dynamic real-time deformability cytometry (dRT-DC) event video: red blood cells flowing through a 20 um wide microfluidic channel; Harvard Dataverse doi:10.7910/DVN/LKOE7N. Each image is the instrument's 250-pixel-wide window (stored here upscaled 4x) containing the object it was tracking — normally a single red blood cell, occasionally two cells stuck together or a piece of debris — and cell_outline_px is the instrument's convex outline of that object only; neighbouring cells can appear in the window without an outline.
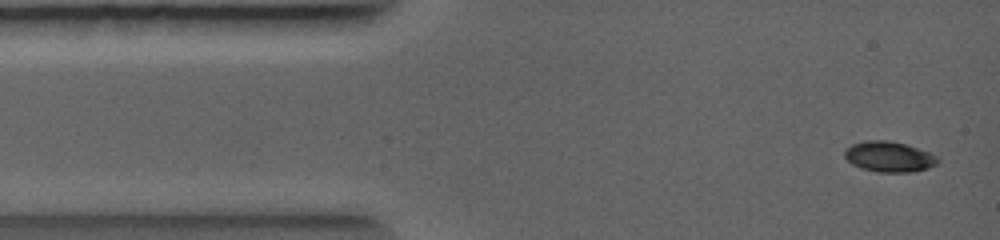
{"species": "common noctule bat (a hibernating species)", "species_latin": "Nyctalus noctula", "temperature_condition": "warm", "stored_images_in_passage": 4, "camera_frame_rate_fps": 5000, "um_per_image_px": 0.085, "animal": {"sex": "female", "body_mass_g": 19.0, "forearm_length_mm": 56.7}, "frame": {"image": 1, "passage_image": 1, "time_ms": 0.0, "image_size_px": [1000, 240], "cell_outline_px": [[936, 160], [932, 164], [924, 168], [904, 172], [884, 172], [864, 168], [848, 160], [844, 156], [844, 152], [852, 144], [868, 140], [888, 140], [904, 144], [928, 152]], "centroid_in_image_um": [75.48, 13.29], "position_along_channel_um": 9.5, "area_um2": 15.49}}
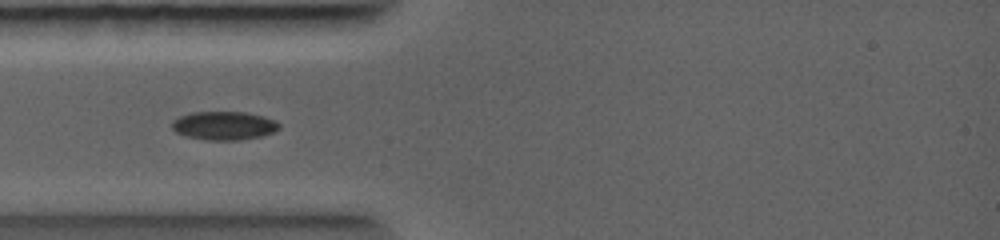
{"frame": {"image": 2, "passage_image": 3, "time_ms": 2.0, "image_size_px": [1000, 240], "cell_outline_px": [[280, 128], [272, 132], [260, 136], [236, 140], [212, 140], [188, 136], [176, 132], [172, 128], [172, 124], [180, 116], [192, 112], [248, 112], [272, 120], [280, 124]], "centroid_in_image_um": [19.04, 10.67], "position_along_channel_um": 66.0, "area_um2": 17.34}}